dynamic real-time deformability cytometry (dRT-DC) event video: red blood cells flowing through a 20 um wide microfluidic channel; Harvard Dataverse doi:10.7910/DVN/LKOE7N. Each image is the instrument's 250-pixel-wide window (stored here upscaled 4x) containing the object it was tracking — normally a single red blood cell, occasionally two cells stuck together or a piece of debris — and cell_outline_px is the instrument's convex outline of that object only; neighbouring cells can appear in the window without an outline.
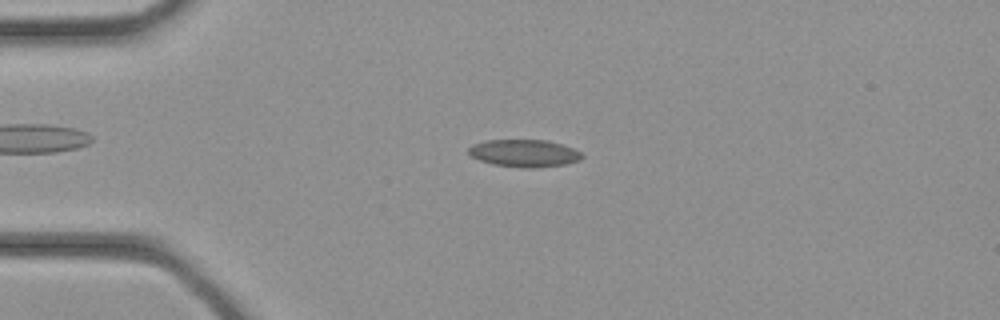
{"species": "common noctule bat (a hibernating species)", "species_latin": "Nyctalus noctula", "temperature_condition": "cold", "stored_images_in_passage": 34, "camera_frame_rate_fps": 3000, "um_per_image_px": 0.085, "animal": {"sex": "female", "body_mass_g": 21.9}, "frame": {"image": 1, "passage_image": 8, "time_ms": 2.333, "image_size_px": [1000, 320], "cell_outline_px": [[584, 156], [580, 160], [564, 164], [532, 168], [524, 168], [492, 164], [480, 160], [472, 156], [468, 152], [468, 148], [472, 144], [484, 140], [548, 140], [564, 144], [580, 152]], "centroid_in_image_um": [44.55, 13.01], "position_along_channel_um": 40.4, "area_um2": 18.15}}
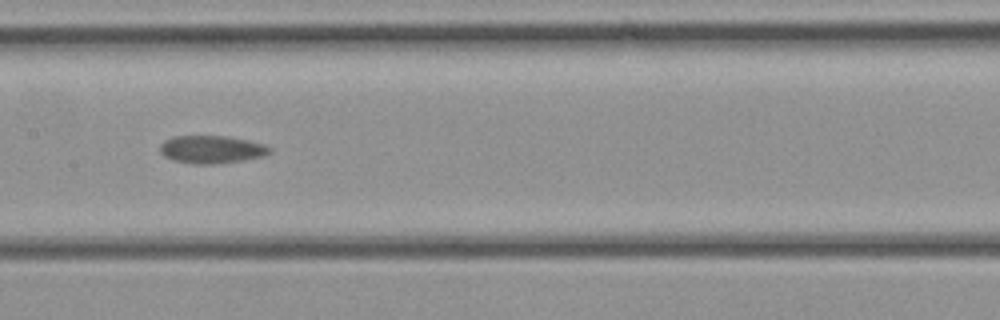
{"frame": {"image": 2, "passage_image": 17, "time_ms": 5.333, "image_size_px": [1000, 320], "cell_outline_px": [[272, 152], [264, 156], [244, 160], [212, 164], [192, 164], [172, 160], [164, 156], [160, 152], [160, 144], [164, 140], [172, 136], [228, 136], [248, 140], [264, 144], [272, 148]], "centroid_in_image_um": [17.98, 12.7], "position_along_channel_um": 189.4, "area_um2": 17.98}}
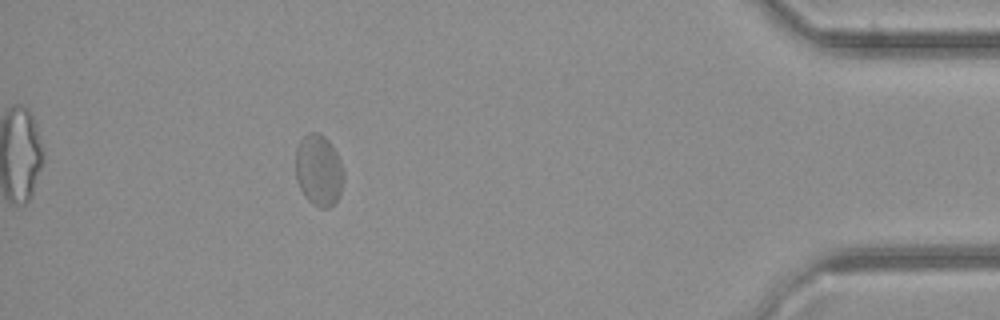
{"frame": {"image": 3, "passage_image": 31, "time_ms": 10.0, "image_size_px": [1000, 320], "cell_outline_px": [[344, 180], [340, 196], [328, 208], [320, 208], [312, 204], [304, 196], [296, 180], [296, 148], [300, 140], [308, 132], [316, 132], [324, 136], [328, 140], [336, 152], [340, 160], [344, 172]], "centroid_in_image_um": [27.09, 14.48], "position_along_channel_um": 408.1, "area_um2": 20.17}}